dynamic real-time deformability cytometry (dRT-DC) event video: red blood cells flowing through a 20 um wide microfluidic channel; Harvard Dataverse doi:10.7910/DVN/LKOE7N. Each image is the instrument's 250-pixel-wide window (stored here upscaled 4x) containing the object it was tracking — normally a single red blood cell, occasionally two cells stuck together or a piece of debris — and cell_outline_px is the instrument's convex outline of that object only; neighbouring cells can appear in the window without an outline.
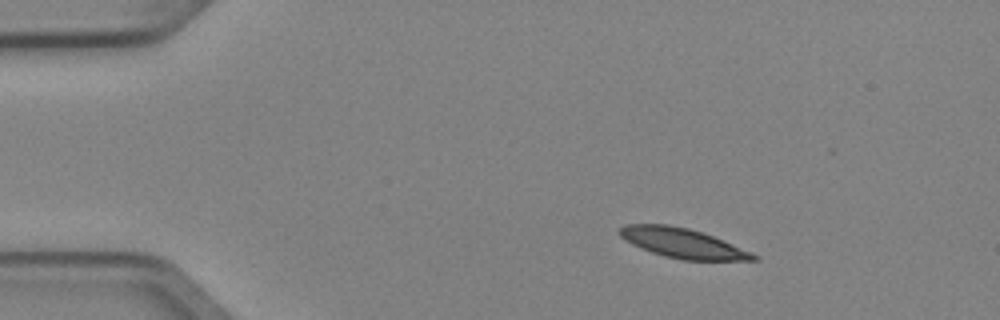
{"species": "Egyptian fruit bat (a non-hibernating species)", "species_latin": "Rousettus aegyptiacus", "temperature_condition": "cold", "stored_images_in_passage": 3, "camera_frame_rate_fps": 3000, "um_per_image_px": 0.085, "animal": {"sex": "female"}, "frame": {"image": 1, "passage_image": 1, "time_ms": 0.0, "image_size_px": [1000, 320], "cell_outline_px": [[760, 260], [684, 260], [664, 256], [640, 248], [624, 240], [616, 232], [624, 224], [668, 224], [688, 228], [704, 232], [724, 240], [752, 252], [760, 256]], "centroid_in_image_um": [58.03, 20.66], "position_along_channel_um": 27.0, "area_um2": 23.41}}